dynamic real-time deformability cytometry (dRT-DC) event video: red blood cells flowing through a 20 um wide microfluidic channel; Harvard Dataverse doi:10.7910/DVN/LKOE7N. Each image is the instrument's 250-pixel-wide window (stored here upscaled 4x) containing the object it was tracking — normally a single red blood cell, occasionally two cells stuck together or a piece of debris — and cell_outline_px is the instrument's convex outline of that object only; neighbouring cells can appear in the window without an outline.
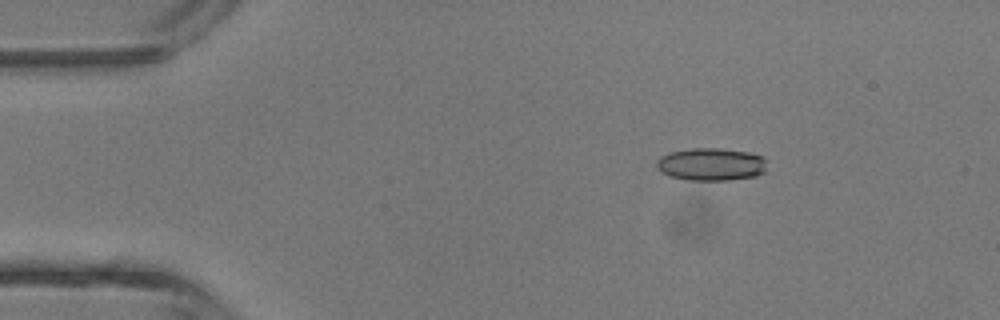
{"species": "common noctule bat (a hibernating species)", "species_latin": "Nyctalus noctula", "temperature_condition": "room temperature", "stored_images_in_passage": 6, "camera_frame_rate_fps": 3000, "um_per_image_px": 0.085, "animal": {"sex": "male", "body_mass_g": 13.3}, "frame": {"image": 1, "passage_image": 2, "time_ms": 1.333, "image_size_px": [1000, 320], "cell_outline_px": [[764, 172], [756, 176], [728, 180], [688, 180], [668, 176], [656, 164], [656, 160], [660, 156], [668, 152], [692, 148], [720, 148], [748, 152], [760, 156], [764, 160]], "centroid_in_image_um": [60.41, 13.96], "position_along_channel_um": 24.6, "area_um2": 20.87}}
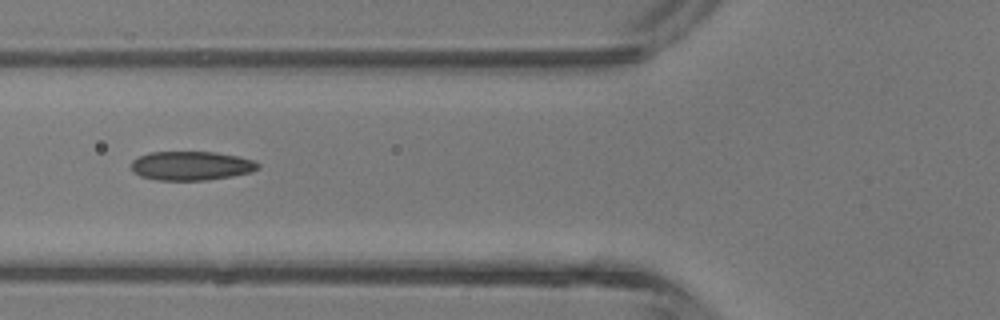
{"frame": {"image": 2, "passage_image": 5, "time_ms": 4.667, "image_size_px": [1000, 320], "cell_outline_px": [[260, 168], [252, 172], [232, 176], [208, 180], [156, 180], [140, 176], [132, 172], [132, 160], [148, 152], [216, 152], [236, 156], [252, 160], [260, 164]], "centroid_in_image_um": [16.25, 14.09], "position_along_channel_um": 109.6, "area_um2": 21.5}}
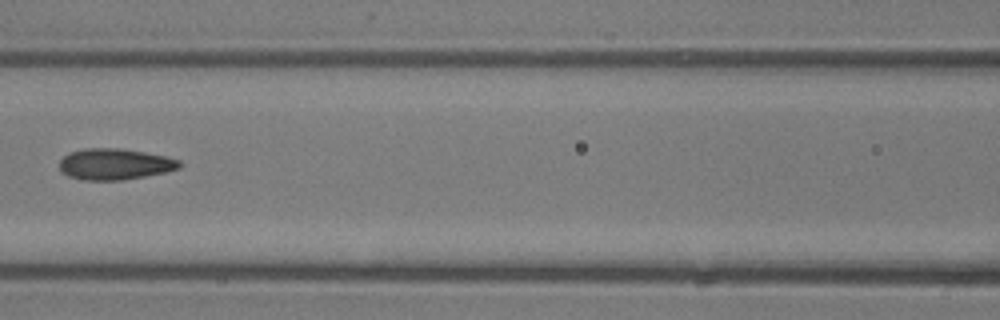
{"frame": {"image": 3, "passage_image": 6, "time_ms": 5.667, "image_size_px": [1000, 320], "cell_outline_px": [[184, 164], [180, 168], [164, 172], [124, 180], [84, 180], [68, 176], [60, 168], [60, 160], [64, 156], [72, 152], [84, 148], [120, 148], [144, 152], [164, 156], [180, 160]], "centroid_in_image_um": [9.78, 13.95], "position_along_channel_um": 156.8, "area_um2": 21.68}}